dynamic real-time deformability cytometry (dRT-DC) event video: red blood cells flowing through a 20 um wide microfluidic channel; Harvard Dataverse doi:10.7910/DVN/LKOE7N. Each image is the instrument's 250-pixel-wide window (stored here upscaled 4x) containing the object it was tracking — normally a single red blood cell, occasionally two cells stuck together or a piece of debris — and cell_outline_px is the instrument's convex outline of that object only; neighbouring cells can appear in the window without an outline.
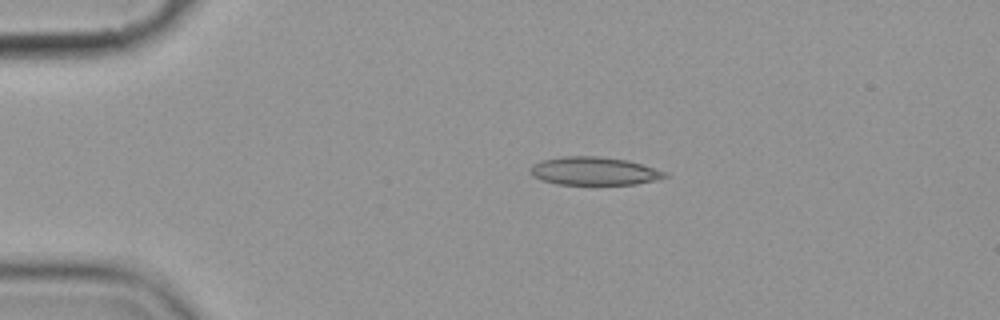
{"species": "common noctule bat (a hibernating species)", "species_latin": "Nyctalus noctula", "temperature_condition": "cold", "stored_images_in_passage": 15, "camera_frame_rate_fps": 3000, "um_per_image_px": 0.085, "animal": {"sex": "female", "body_mass_g": 19.9}, "frame": {"image": 1, "passage_image": 3, "time_ms": 3.0, "image_size_px": [1000, 320], "cell_outline_px": [[668, 176], [656, 180], [636, 184], [556, 184], [540, 180], [532, 176], [528, 168], [532, 164], [540, 160], [564, 156], [596, 156], [628, 160], [664, 172]], "centroid_in_image_um": [50.4, 14.54], "position_along_channel_um": 34.6, "area_um2": 22.02}}
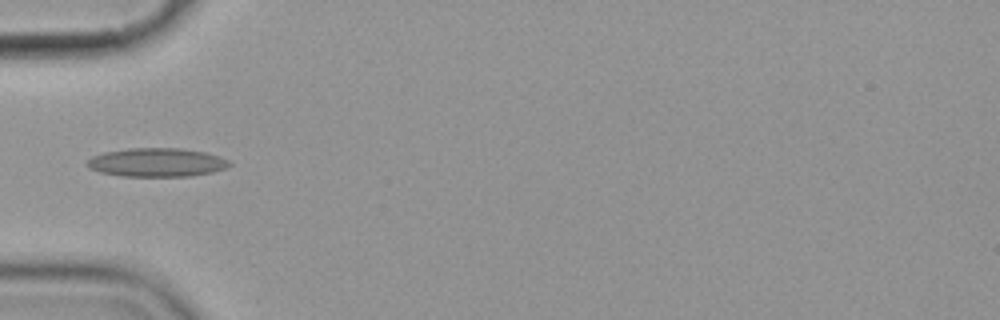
{"frame": {"image": 2, "passage_image": 5, "time_ms": 5.333, "image_size_px": [1000, 320], "cell_outline_px": [[232, 164], [224, 168], [212, 172], [188, 176], [120, 176], [100, 172], [88, 168], [84, 164], [92, 156], [104, 152], [128, 148], [180, 148], [204, 152], [228, 160]], "centroid_in_image_um": [13.26, 13.8], "position_along_channel_um": 71.7, "area_um2": 23.7}}
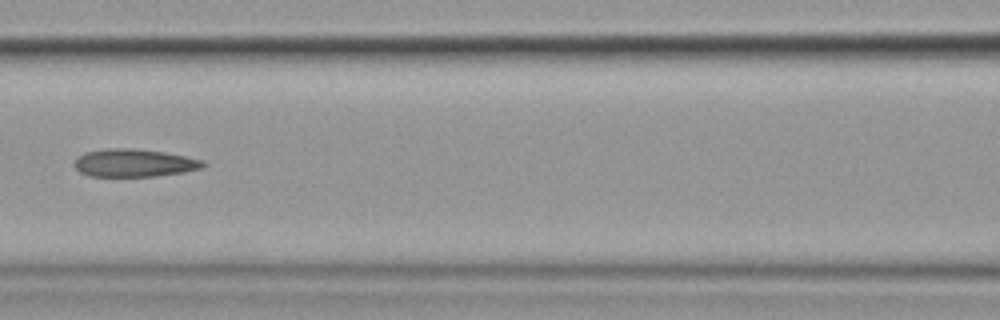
{"frame": {"image": 3, "passage_image": 7, "time_ms": 7.667, "image_size_px": [1000, 320], "cell_outline_px": [[208, 164], [204, 168], [184, 172], [156, 176], [88, 176], [80, 172], [72, 164], [76, 156], [84, 152], [108, 148], [132, 148], [164, 152], [204, 160]], "centroid_in_image_um": [11.39, 13.85], "position_along_channel_um": 155.2, "area_um2": 21.15}, "authors_computed_cell_mechanics": {"area_um2": 21.675, "velocity_mm_per_s": 3.5708, "shape_relaxation_time_tau1_ms": null, "shape_relaxation_time_tau2_ms": 3.4613, "deformation_change_tau1": null, "deformation_change_tau2": 0.128}}